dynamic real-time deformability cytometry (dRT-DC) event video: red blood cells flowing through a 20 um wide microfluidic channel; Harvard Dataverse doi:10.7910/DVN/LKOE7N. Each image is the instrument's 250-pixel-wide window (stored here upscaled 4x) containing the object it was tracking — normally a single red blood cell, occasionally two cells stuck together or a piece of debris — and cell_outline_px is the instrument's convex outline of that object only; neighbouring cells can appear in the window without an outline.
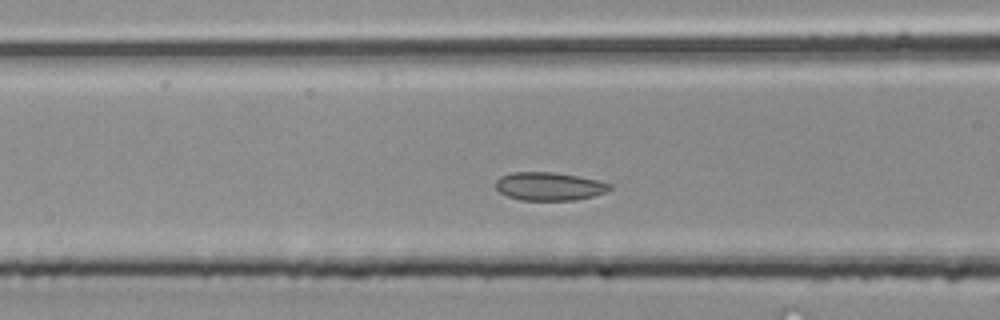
{"species": "common noctule bat (a hibernating species)", "species_latin": "Nyctalus noctula", "temperature_condition": "room temperature", "stored_images_in_passage": 20, "camera_frame_rate_fps": 3000, "um_per_image_px": 0.085, "animal": {"sex": "male", "body_mass_g": 20.4}, "frame": {"image": 1, "passage_image": 15, "time_ms": 4.667, "image_size_px": [1000, 320], "cell_outline_px": [[612, 188], [604, 192], [592, 196], [576, 200], [520, 200], [508, 196], [500, 192], [496, 188], [496, 180], [500, 176], [512, 172], [556, 172], [596, 180], [612, 184]], "centroid_in_image_um": [46.66, 15.83], "position_along_channel_um": 119.9, "area_um2": 18.67}}